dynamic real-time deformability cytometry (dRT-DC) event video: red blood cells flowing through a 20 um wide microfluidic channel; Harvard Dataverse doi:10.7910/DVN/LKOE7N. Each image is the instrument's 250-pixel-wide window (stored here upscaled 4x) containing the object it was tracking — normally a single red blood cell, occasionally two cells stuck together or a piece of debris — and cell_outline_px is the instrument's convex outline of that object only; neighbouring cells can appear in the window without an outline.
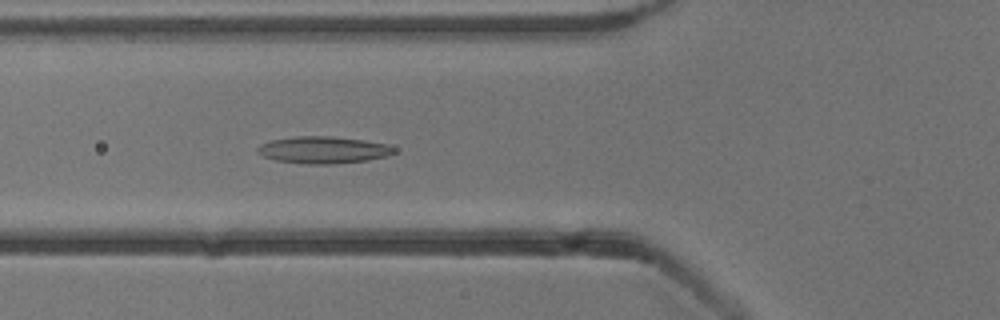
{"species": "common noctule bat (a hibernating species)", "species_latin": "Nyctalus noctula", "temperature_condition": "cold", "stored_images_in_passage": 40, "camera_frame_rate_fps": 3000, "um_per_image_px": 0.085, "animal": {"sex": "male", "body_mass_g": 13.3}, "frame": {"image": 1, "passage_image": 6, "time_ms": 1.667, "image_size_px": [1000, 320], "cell_outline_px": [[396, 152], [388, 156], [368, 160], [332, 164], [308, 164], [276, 160], [264, 156], [256, 152], [256, 148], [260, 144], [272, 140], [296, 136], [332, 136], [364, 140], [388, 144], [396, 148]], "centroid_in_image_um": [27.51, 12.74], "position_along_channel_um": 98.3, "area_um2": 21.56}}
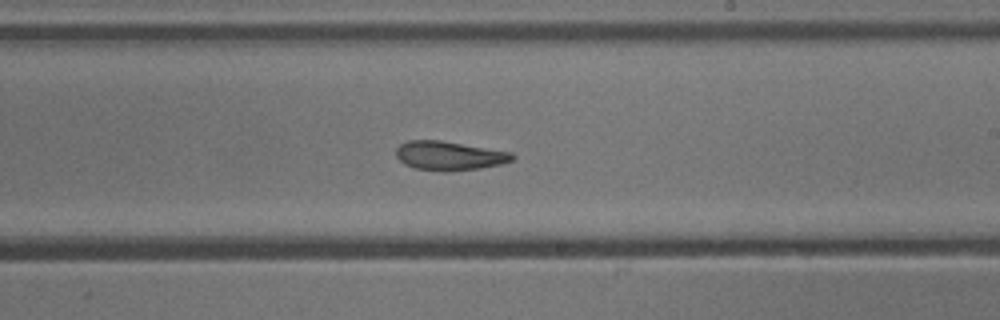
{"frame": {"image": 2, "passage_image": 18, "time_ms": 5.667, "image_size_px": [1000, 320], "cell_outline_px": [[516, 156], [512, 160], [500, 164], [480, 168], [448, 172], [444, 172], [416, 168], [404, 164], [396, 156], [396, 148], [400, 144], [408, 140], [440, 140], [512, 152]], "centroid_in_image_um": [38.18, 13.24], "position_along_channel_um": 250.8, "area_um2": 19.71}}
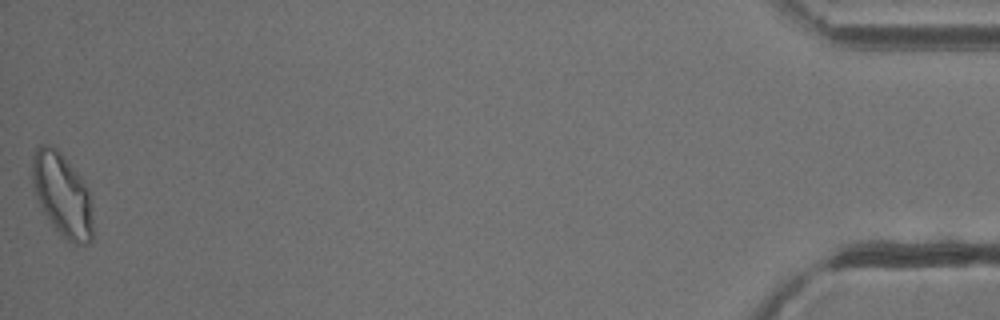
{"frame": {"image": 3, "passage_image": 40, "time_ms": 13.0, "image_size_px": [1000, 320], "cell_outline_px": [[92, 240], [88, 244], [72, 244], [48, 220], [32, 192], [32, 156], [36, 148], [40, 144], [48, 144], [56, 148], [60, 152], [80, 176], [88, 188], [92, 208]], "centroid_in_image_um": [5.27, 16.55], "position_along_channel_um": 429.9, "area_um2": 29.59}, "authors_computed_cell_mechanics": {"area_um2": 21.097, "velocity_mm_per_s": 3.7959, "shape_relaxation_time_tau1_ms": null, "shape_relaxation_time_tau2_ms": 7.6935, "deformation_change_tau1": null, "deformation_change_tau2": 0.1846}}